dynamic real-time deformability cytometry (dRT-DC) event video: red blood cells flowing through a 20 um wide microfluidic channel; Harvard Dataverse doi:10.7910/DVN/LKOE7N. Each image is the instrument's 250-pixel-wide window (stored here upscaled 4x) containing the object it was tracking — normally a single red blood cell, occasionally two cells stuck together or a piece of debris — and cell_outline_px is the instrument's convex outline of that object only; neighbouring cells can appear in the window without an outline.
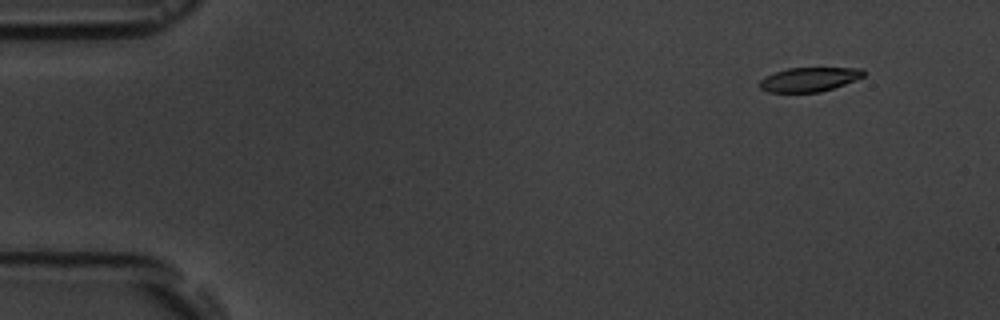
{"species": "common noctule bat (a hibernating species)", "species_latin": "Nyctalus noctula", "temperature_condition": "room temperature", "stored_images_in_passage": 6, "camera_frame_rate_fps": 3000, "um_per_image_px": 0.085, "animal": {"sex": "male", "body_mass_g": 19.5, "forearm_length_mm": 54.6}, "frame": {"image": 1, "passage_image": 2, "time_ms": 1.0, "image_size_px": [1000, 320], "cell_outline_px": [[864, 76], [844, 84], [820, 92], [768, 92], [760, 88], [760, 80], [776, 72], [788, 68], [864, 68]], "centroid_in_image_um": [68.79, 6.75], "position_along_channel_um": 16.2, "area_um2": 14.39}}
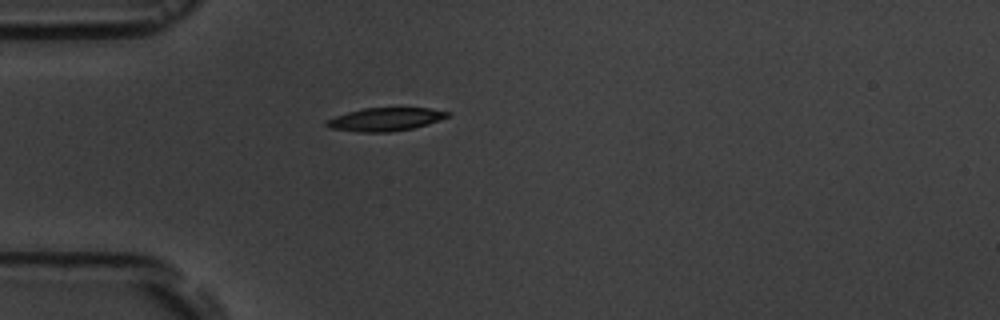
{"frame": {"image": 2, "passage_image": 5, "time_ms": 4.667, "image_size_px": [1000, 320], "cell_outline_px": [[448, 116], [428, 124], [412, 128], [388, 132], [360, 132], [328, 128], [324, 124], [324, 120], [348, 112], [364, 108], [428, 108], [448, 112]], "centroid_in_image_um": [32.67, 10.15], "position_along_channel_um": 52.3, "area_um2": 16.18}}